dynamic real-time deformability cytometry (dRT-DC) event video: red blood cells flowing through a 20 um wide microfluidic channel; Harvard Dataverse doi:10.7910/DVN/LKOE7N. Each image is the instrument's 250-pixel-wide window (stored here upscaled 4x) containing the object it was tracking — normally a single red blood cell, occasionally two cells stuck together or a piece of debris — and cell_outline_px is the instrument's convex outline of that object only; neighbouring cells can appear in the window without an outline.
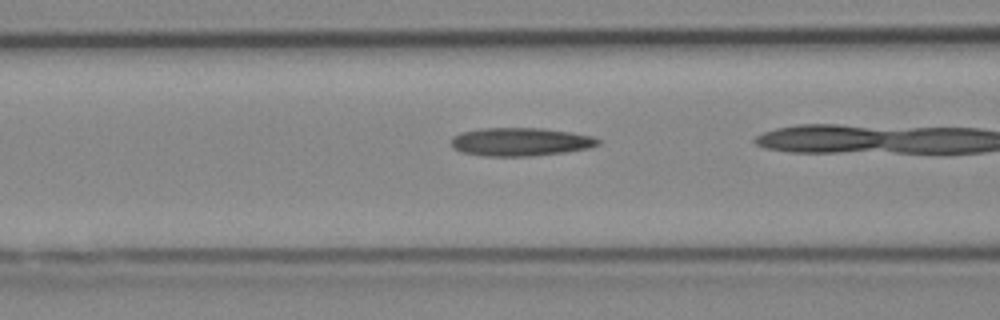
{"species": "Egyptian fruit bat (a non-hibernating species)", "species_latin": "Rousettus aegyptiacus", "temperature_condition": "cold", "stored_images_in_passage": 7, "camera_frame_rate_fps": 3000, "um_per_image_px": 0.085, "animal": {"sex": "female"}, "frame": {"image": 1, "passage_image": 5, "time_ms": 1.333, "image_size_px": [1000, 320], "cell_outline_px": [[600, 144], [592, 148], [564, 152], [532, 156], [484, 156], [460, 152], [452, 148], [448, 144], [452, 136], [460, 132], [480, 128], [540, 128], [572, 132], [592, 136], [600, 140]], "centroid_in_image_um": [44.19, 12.05], "position_along_channel_um": 122.4, "area_um2": 24.62}}